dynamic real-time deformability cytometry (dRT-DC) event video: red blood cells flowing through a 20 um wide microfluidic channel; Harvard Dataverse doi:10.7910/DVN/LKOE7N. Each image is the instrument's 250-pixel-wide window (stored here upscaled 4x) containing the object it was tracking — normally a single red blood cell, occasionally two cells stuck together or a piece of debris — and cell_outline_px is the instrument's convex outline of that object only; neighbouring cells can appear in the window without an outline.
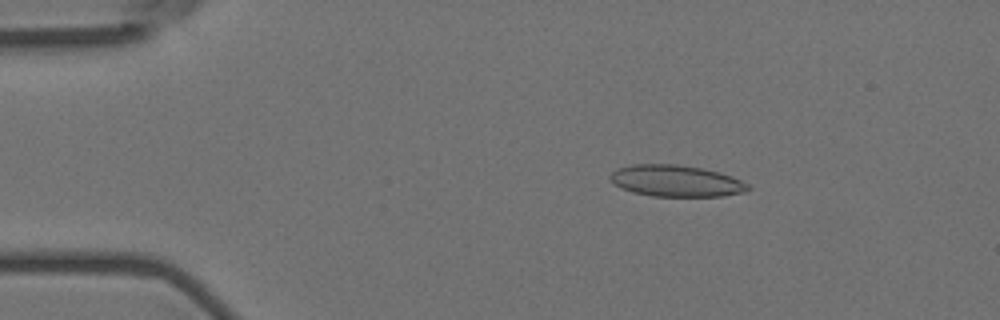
{"species": "Egyptian fruit bat (a non-hibernating species)", "species_latin": "Rousettus aegyptiacus", "temperature_condition": "room temperature", "stored_images_in_passage": 50, "camera_frame_rate_fps": 3000, "um_per_image_px": 0.085, "animal": {"sex": "female"}, "frame": {"image": 1, "passage_image": 3, "time_ms": 0.667, "image_size_px": [1000, 320], "cell_outline_px": [[752, 188], [748, 192], [720, 196], [652, 196], [632, 192], [620, 188], [608, 176], [612, 172], [620, 168], [632, 164], [680, 164], [720, 172], [732, 176], [748, 184]], "centroid_in_image_um": [57.5, 15.38], "position_along_channel_um": 27.5, "area_um2": 25.37}}
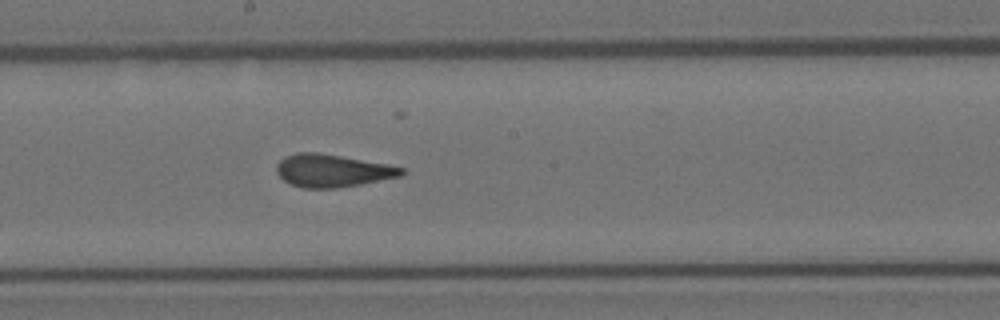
{"frame": {"image": 2, "passage_image": 24, "time_ms": 7.667, "image_size_px": [1000, 320], "cell_outline_px": [[404, 172], [400, 176], [360, 184], [336, 188], [304, 188], [292, 184], [284, 180], [276, 172], [276, 164], [284, 156], [296, 152], [316, 152], [388, 164], [404, 168]], "centroid_in_image_um": [28.21, 14.5], "position_along_channel_um": 220.0, "area_um2": 23.64}}
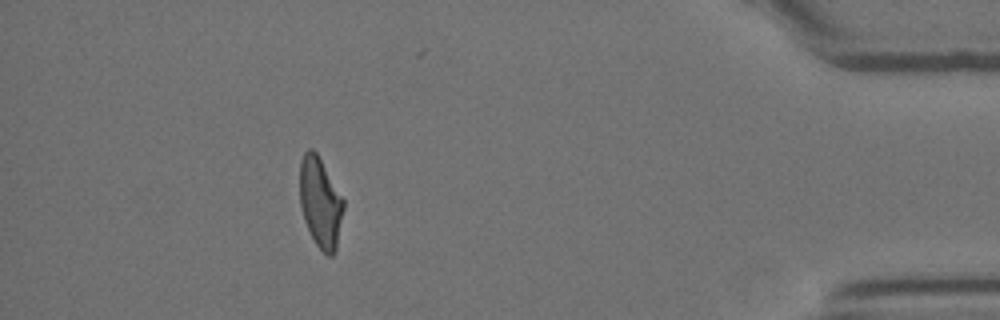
{"frame": {"image": 3, "passage_image": 44, "time_ms": 14.333, "image_size_px": [1000, 320], "cell_outline_px": [[344, 208], [336, 252], [332, 256], [328, 256], [316, 244], [304, 220], [300, 204], [300, 160], [304, 152], [308, 148], [312, 148], [316, 152], [344, 200]], "centroid_in_image_um": [27.23, 17.22], "position_along_channel_um": 408.0, "area_um2": 22.89}, "authors_computed_cell_mechanics": {"area_um2": 24.0737, "velocity_mm_per_s": 3.6159, "shape_relaxation_time_tau1_ms": null, "shape_relaxation_time_tau2_ms": 1.4294, "deformation_change_tau1": null, "deformation_change_tau2": 0.1039}}